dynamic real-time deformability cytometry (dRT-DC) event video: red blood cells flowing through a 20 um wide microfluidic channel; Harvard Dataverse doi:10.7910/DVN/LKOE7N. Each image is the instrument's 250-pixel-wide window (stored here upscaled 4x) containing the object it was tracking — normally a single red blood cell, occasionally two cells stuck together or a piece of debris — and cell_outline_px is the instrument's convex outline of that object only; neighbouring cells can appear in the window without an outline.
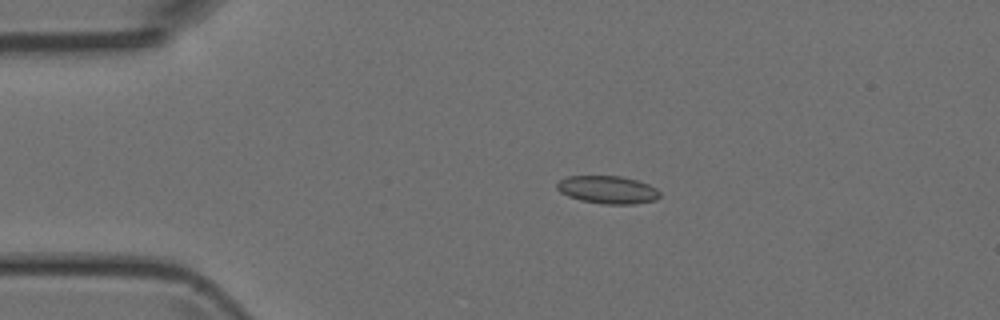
{"species": "Egyptian fruit bat (a non-hibernating species)", "species_latin": "Rousettus aegyptiacus", "temperature_condition": "room temperature", "stored_images_in_passage": 4, "camera_frame_rate_fps": 3000, "um_per_image_px": 0.085, "animal": {"sex": "female"}, "frame": {"image": 1, "passage_image": 3, "time_ms": 2.333, "image_size_px": [1000, 320], "cell_outline_px": [[660, 196], [656, 200], [636, 204], [604, 204], [580, 200], [568, 196], [560, 192], [556, 188], [556, 184], [560, 180], [568, 176], [620, 176], [636, 180], [648, 184], [656, 188], [660, 192]], "centroid_in_image_um": [51.65, 16.13], "position_along_channel_um": 33.3, "area_um2": 16.7}}